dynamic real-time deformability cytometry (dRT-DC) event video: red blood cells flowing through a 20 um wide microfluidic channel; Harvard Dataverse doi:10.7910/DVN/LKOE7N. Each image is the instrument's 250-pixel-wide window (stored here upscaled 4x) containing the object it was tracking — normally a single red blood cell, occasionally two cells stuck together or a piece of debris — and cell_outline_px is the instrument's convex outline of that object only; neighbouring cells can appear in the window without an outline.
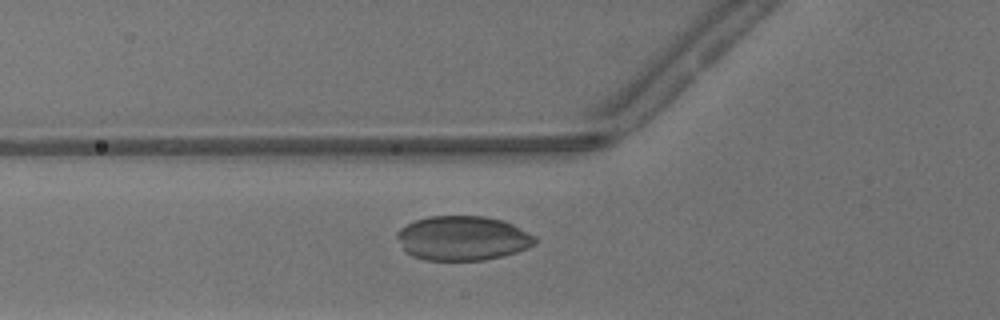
{"species": "common noctule bat (a hibernating species)", "species_latin": "Nyctalus noctula", "temperature_condition": "warm", "stored_images_in_passage": 38, "camera_frame_rate_fps": 3000, "um_per_image_px": 0.085, "animal": {"sex": "male", "body_mass_g": 13.3}, "frame": {"image": 1, "passage_image": 10, "time_ms": 3.0, "image_size_px": [1000, 320], "cell_outline_px": [[536, 244], [516, 252], [504, 256], [484, 260], [424, 260], [412, 256], [404, 248], [396, 236], [396, 232], [400, 228], [416, 220], [428, 216], [484, 216], [504, 220], [536, 236]], "centroid_in_image_um": [39.34, 20.24], "position_along_channel_um": 86.5, "area_um2": 35.72}}
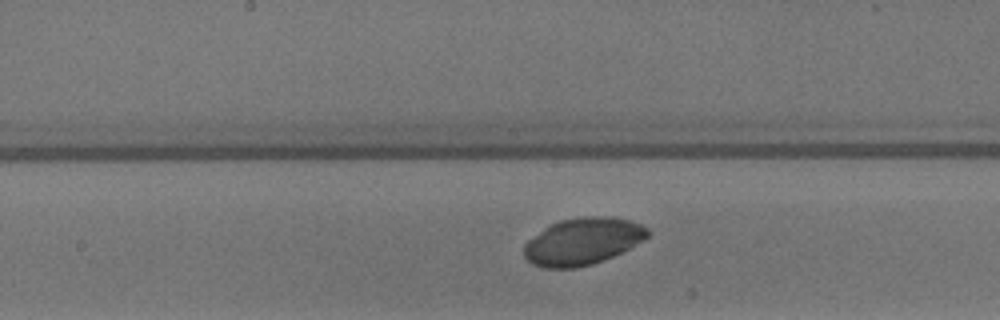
{"frame": {"image": 2, "passage_image": 18, "time_ms": 5.667, "image_size_px": [1000, 320], "cell_outline_px": [[648, 236], [644, 240], [604, 260], [592, 264], [576, 268], [544, 268], [532, 264], [524, 256], [524, 244], [528, 240], [544, 228], [560, 220], [584, 216], [608, 216], [628, 220], [640, 224], [648, 228]], "centroid_in_image_um": [49.51, 20.52], "position_along_channel_um": 198.7, "area_um2": 33.64}}
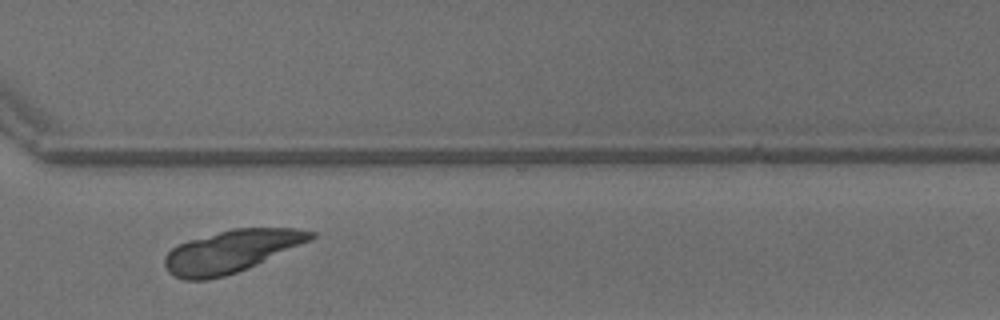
{"frame": {"image": 3, "passage_image": 29, "time_ms": 9.333, "image_size_px": [1000, 320], "cell_outline_px": [[316, 236], [312, 240], [236, 272], [224, 276], [208, 280], [184, 280], [172, 276], [168, 272], [164, 264], [164, 256], [172, 248], [188, 240], [232, 228], [296, 228], [316, 232]], "centroid_in_image_um": [19.62, 21.36], "position_along_channel_um": 351.0, "area_um2": 35.84}}